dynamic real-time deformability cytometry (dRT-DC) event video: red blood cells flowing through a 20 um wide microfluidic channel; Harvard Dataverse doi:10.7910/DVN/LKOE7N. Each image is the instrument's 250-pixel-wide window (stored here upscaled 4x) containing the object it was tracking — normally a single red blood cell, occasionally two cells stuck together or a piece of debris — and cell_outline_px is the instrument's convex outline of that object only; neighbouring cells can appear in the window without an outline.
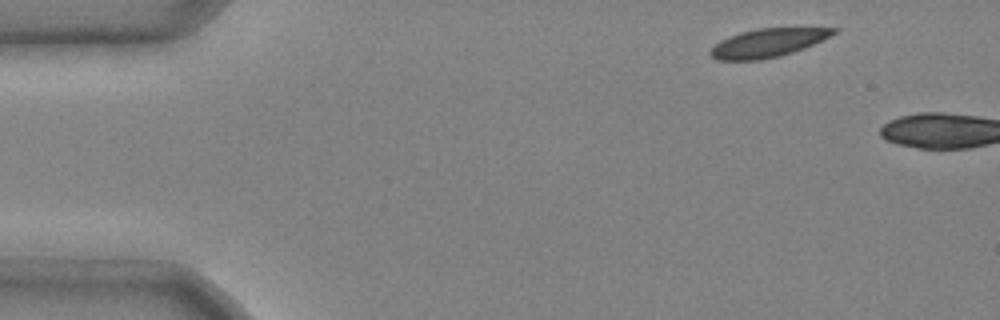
{"species": "common noctule bat (a hibernating species)", "species_latin": "Nyctalus noctula", "temperature_condition": "cold", "stored_images_in_passage": 2, "camera_frame_rate_fps": 3000, "um_per_image_px": 0.085, "animal": {"sex": "male", "body_mass_g": 20.4}, "frame": {"image": 1, "passage_image": 1, "time_ms": 0.0, "image_size_px": [1000, 320], "cell_outline_px": [[840, 28], [836, 32], [804, 48], [780, 56], [760, 60], [716, 60], [708, 52], [720, 40], [728, 36], [740, 32], [756, 28]], "centroid_in_image_um": [65.2, 3.64], "position_along_channel_um": 19.8, "area_um2": 20.23}}